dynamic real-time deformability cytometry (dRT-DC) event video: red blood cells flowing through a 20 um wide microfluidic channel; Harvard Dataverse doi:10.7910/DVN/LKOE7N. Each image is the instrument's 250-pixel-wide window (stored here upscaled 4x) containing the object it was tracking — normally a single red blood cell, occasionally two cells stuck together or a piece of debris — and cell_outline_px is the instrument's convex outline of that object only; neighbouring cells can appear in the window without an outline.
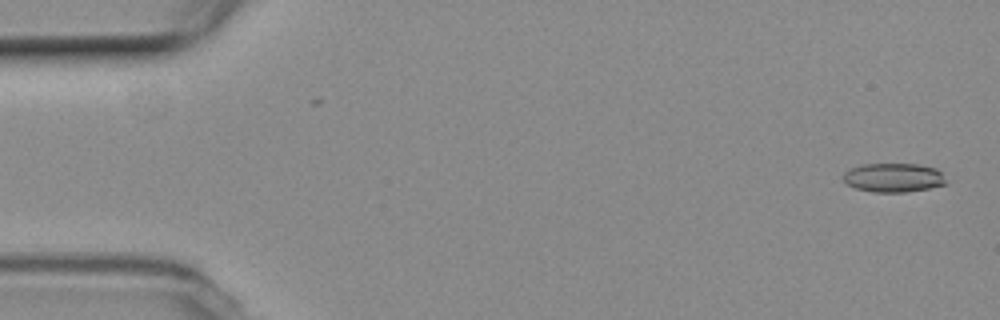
{"species": "common noctule bat (a hibernating species)", "species_latin": "Nyctalus noctula", "temperature_condition": "room temperature", "stored_images_in_passage": 14, "camera_frame_rate_fps": 3000, "um_per_image_px": 0.085, "animal": {"sex": "female", "body_mass_g": 19.3, "forearm_length_mm": 54.1}, "frame": {"image": 1, "passage_image": 1, "time_ms": 0.0, "image_size_px": [1000, 320], "cell_outline_px": [[948, 184], [928, 188], [904, 192], [872, 192], [856, 188], [848, 184], [844, 180], [844, 172], [852, 168], [864, 164], [920, 164], [936, 168], [940, 172]], "centroid_in_image_um": [75.97, 15.1], "position_along_channel_um": 9.0, "area_um2": 17.22}}
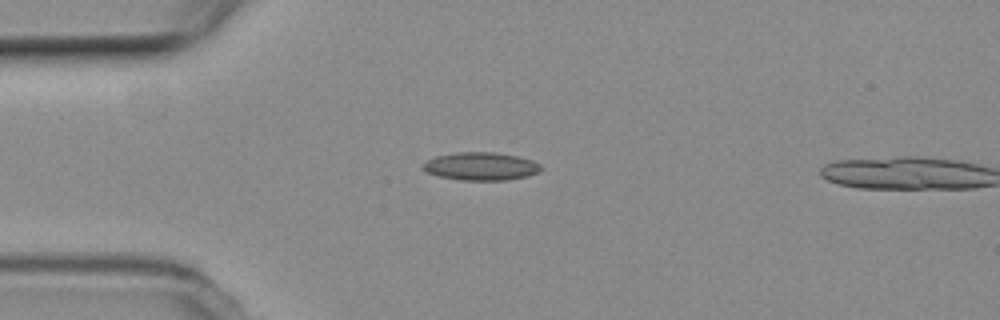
{"frame": {"image": 2, "passage_image": 13, "time_ms": 4.0, "image_size_px": [1000, 320], "cell_outline_px": [[544, 168], [540, 172], [528, 176], [508, 180], [460, 180], [440, 176], [428, 172], [420, 168], [420, 164], [436, 156], [460, 152], [492, 152], [516, 156], [532, 160], [540, 164]], "centroid_in_image_um": [40.9, 14.14], "position_along_channel_um": 44.1, "area_um2": 19.31}}